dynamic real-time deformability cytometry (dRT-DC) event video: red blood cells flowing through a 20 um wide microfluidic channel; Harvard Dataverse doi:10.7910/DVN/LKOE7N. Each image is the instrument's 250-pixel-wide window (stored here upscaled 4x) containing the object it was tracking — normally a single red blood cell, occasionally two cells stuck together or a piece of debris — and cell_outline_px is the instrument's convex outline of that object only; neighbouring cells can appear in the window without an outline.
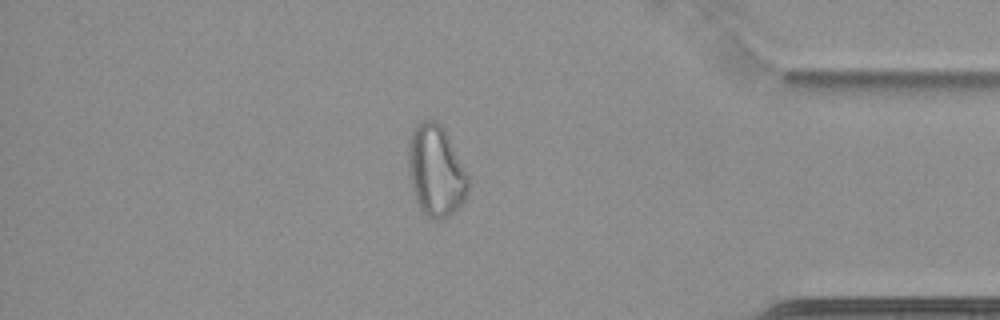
{"species": "common noctule bat (a hibernating species)", "species_latin": "Nyctalus noctula", "temperature_condition": "cold", "stored_images_in_passage": 64, "camera_frame_rate_fps": 3000, "um_per_image_px": 0.085, "animal": {"sex": "female", "body_mass_g": 22.7, "forearm_length_mm": 54.2}, "frame": {"image": 1, "passage_image": 55, "time_ms": 18.0, "image_size_px": [1000, 320], "cell_outline_px": [[468, 192], [464, 200], [456, 212], [440, 220], [432, 220], [420, 208], [416, 200], [412, 188], [408, 168], [408, 144], [412, 128], [416, 124], [424, 120], [436, 120], [444, 128], [468, 176]], "centroid_in_image_um": [37.04, 14.52], "position_along_channel_um": 398.2, "area_um2": 31.91}}